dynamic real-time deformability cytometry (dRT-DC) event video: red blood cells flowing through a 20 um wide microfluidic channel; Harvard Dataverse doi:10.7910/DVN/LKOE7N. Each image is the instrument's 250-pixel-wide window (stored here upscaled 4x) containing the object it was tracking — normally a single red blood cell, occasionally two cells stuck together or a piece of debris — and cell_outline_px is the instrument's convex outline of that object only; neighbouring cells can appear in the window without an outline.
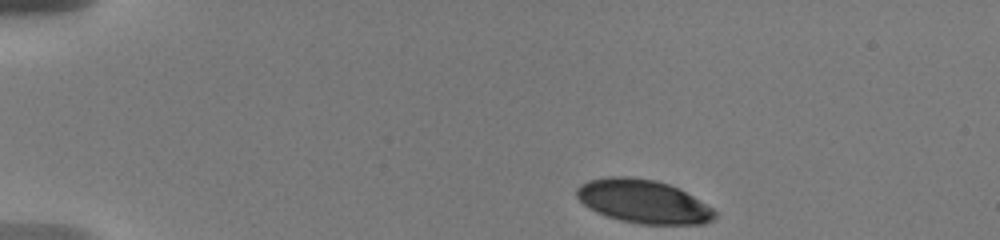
{"species": "human", "species_latin": "Homo sapiens", "temperature_condition": "warm", "stored_images_in_passage": 47, "camera_frame_rate_fps": 3000, "um_per_image_px": 0.085, "donor": {"sex": "male"}, "frame": {"image": 1, "passage_image": 1, "time_ms": 0.0, "image_size_px": [1000, 240], "cell_outline_px": [[716, 216], [712, 220], [704, 224], [640, 224], [620, 220], [596, 212], [588, 208], [576, 196], [576, 188], [580, 184], [588, 180], [608, 176], [628, 176], [656, 180], [680, 188], [712, 208], [716, 212]], "centroid_in_image_um": [54.66, 17.11], "position_along_channel_um": 30.3, "area_um2": 35.08}}
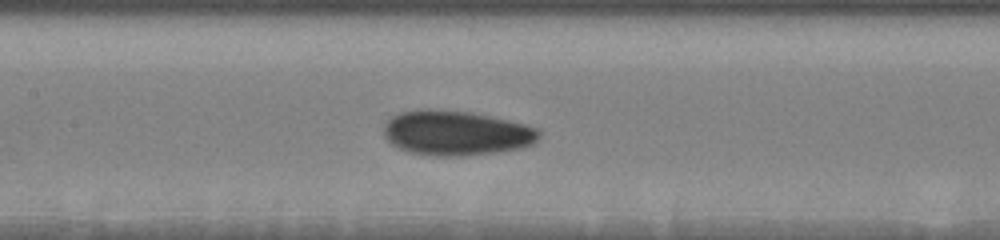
{"frame": {"image": 2, "passage_image": 19, "time_ms": 6.0, "image_size_px": [1000, 240], "cell_outline_px": [[540, 136], [532, 144], [520, 148], [496, 152], [468, 156], [436, 156], [408, 152], [392, 144], [384, 136], [384, 124], [392, 116], [400, 112], [424, 108], [428, 108], [472, 112], [508, 120], [540, 128]], "centroid_in_image_um": [38.77, 11.3], "position_along_channel_um": 168.6, "area_um2": 40.81}}
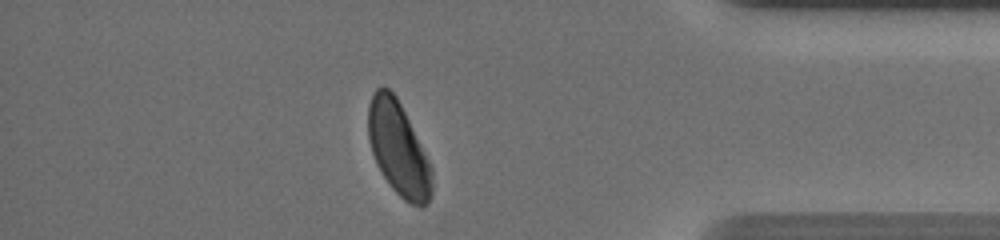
{"frame": {"image": 3, "passage_image": 41, "time_ms": 13.0, "image_size_px": [1000, 240], "cell_outline_px": [[432, 196], [420, 208], [404, 200], [392, 188], [376, 164], [368, 140], [368, 104], [372, 92], [376, 88], [388, 88], [396, 96], [432, 168]], "centroid_in_image_um": [33.84, 12.65], "position_along_channel_um": 401.4, "area_um2": 34.33}, "authors_computed_cell_mechanics": {"area_um2": 37.6278, "velocity_mm_per_s": 3.6653, "shape_relaxation_time_tau1_ms": 3.3293, "shape_relaxation_time_tau2_ms": 2.2061, "deformation_change_tau1": 0.1326, "deformation_change_tau2": 0.0702}}